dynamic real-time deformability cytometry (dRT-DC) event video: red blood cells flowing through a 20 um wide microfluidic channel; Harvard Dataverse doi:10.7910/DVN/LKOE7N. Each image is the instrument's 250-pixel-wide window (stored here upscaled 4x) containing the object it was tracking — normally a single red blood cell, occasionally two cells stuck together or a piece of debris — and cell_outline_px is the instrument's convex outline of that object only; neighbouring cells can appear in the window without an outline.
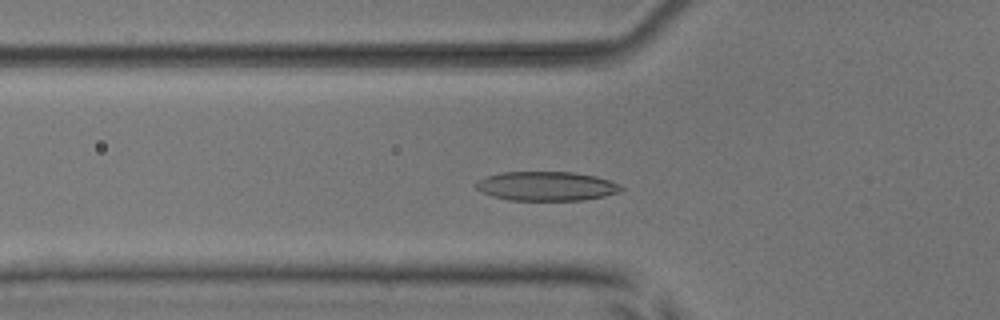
{"species": "common noctule bat (a hibernating species)", "species_latin": "Nyctalus noctula", "temperature_condition": "room temperature", "stored_images_in_passage": 51, "camera_frame_rate_fps": 3000, "um_per_image_px": 0.085, "animal": {"sex": "male", "body_mass_g": 17.9, "forearm_length_mm": 54.2}, "frame": {"image": 1, "passage_image": 16, "time_ms": 5.0, "image_size_px": [1000, 320], "cell_outline_px": [[624, 188], [620, 192], [604, 196], [584, 200], [508, 200], [492, 196], [480, 192], [472, 184], [476, 180], [500, 172], [572, 172], [596, 176], [620, 184]], "centroid_in_image_um": [46.41, 15.82], "position_along_channel_um": 79.4, "area_um2": 24.91}}
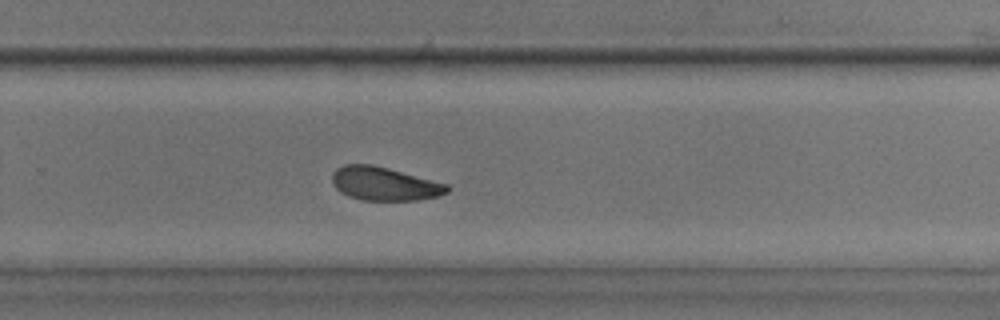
{"frame": {"image": 2, "passage_image": 33, "time_ms": 10.667, "image_size_px": [1000, 320], "cell_outline_px": [[452, 188], [448, 192], [436, 196], [416, 200], [360, 200], [348, 196], [340, 192], [332, 184], [332, 172], [336, 168], [344, 164], [372, 164], [388, 168], [448, 184]], "centroid_in_image_um": [32.64, 15.61], "position_along_channel_um": 297.2, "area_um2": 22.54}}
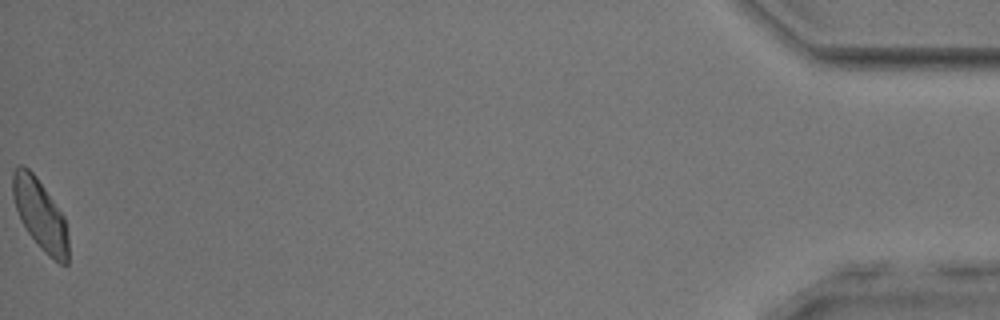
{"frame": {"image": 3, "passage_image": 51, "time_ms": 16.667, "image_size_px": [1000, 320], "cell_outline_px": [[68, 264], [60, 264], [48, 256], [40, 248], [28, 232], [20, 220], [12, 196], [12, 172], [20, 164], [24, 164], [36, 176], [64, 216], [68, 236]], "centroid_in_image_um": [3.4, 18.24], "position_along_channel_um": 431.8, "area_um2": 22.89}, "authors_computed_cell_mechanics": {"area_um2": 23.0622, "velocity_mm_per_s": 3.854, "shape_relaxation_time_tau1_ms": 2.7753, "shape_relaxation_time_tau2_ms": 2.674, "deformation_change_tau1": 0.1047, "deformation_change_tau2": 0.0895}}